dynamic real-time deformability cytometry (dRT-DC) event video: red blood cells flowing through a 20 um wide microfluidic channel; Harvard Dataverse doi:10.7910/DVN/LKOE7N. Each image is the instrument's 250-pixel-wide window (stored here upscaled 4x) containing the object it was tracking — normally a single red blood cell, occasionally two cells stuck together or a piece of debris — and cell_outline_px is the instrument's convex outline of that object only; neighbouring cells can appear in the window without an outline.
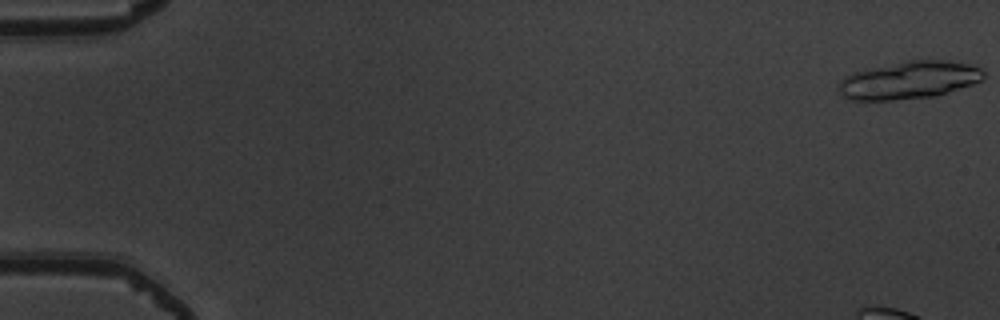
{"species": "common noctule bat (a hibernating species)", "species_latin": "Nyctalus noctula", "temperature_condition": "warm", "stored_images_in_passage": 21, "camera_frame_rate_fps": 3000, "um_per_image_px": 0.085, "animal": {"sex": "male", "body_mass_g": 19.5, "forearm_length_mm": 54.6}, "frame": {"image": 1, "passage_image": 1, "time_ms": 0.0, "image_size_px": [1000, 320], "cell_outline_px": [[984, 80], [936, 96], [892, 100], [852, 100], [840, 96], [840, 80], [844, 76], [852, 72], [908, 60], [944, 60], [968, 64], [980, 68], [984, 72]], "centroid_in_image_um": [77.26, 6.81], "position_along_channel_um": 7.7, "area_um2": 31.73}}